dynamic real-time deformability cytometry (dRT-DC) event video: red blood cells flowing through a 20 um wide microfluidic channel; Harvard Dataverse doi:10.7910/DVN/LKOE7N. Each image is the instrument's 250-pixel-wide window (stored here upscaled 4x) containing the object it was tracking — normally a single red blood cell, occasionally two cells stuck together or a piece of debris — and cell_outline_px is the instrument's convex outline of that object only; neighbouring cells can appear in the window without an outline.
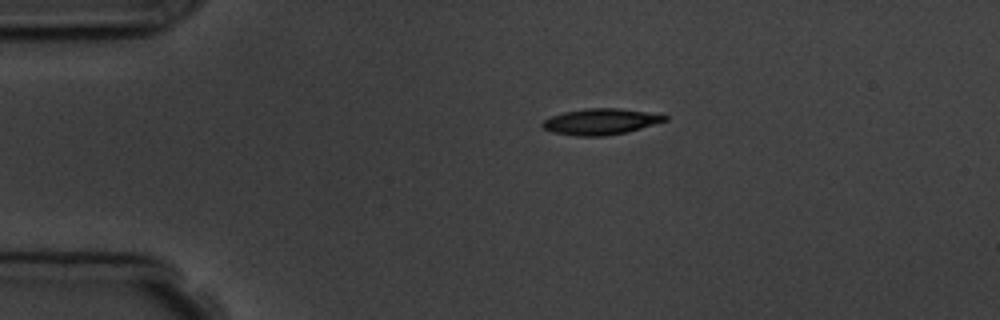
{"species": "common noctule bat (a hibernating species)", "species_latin": "Nyctalus noctula", "temperature_condition": "room temperature", "stored_images_in_passage": 8, "camera_frame_rate_fps": 3000, "um_per_image_px": 0.085, "animal": {"sex": "male", "body_mass_g": 19.5, "forearm_length_mm": 54.6}, "frame": {"image": 1, "passage_image": 1, "time_ms": 0.0, "image_size_px": [1000, 320], "cell_outline_px": [[668, 120], [628, 132], [604, 136], [576, 136], [552, 132], [544, 128], [540, 124], [544, 120], [552, 116], [564, 112], [588, 108], [620, 108], [668, 116]], "centroid_in_image_um": [51.04, 10.34], "position_along_channel_um": 34.0, "area_um2": 18.44}}
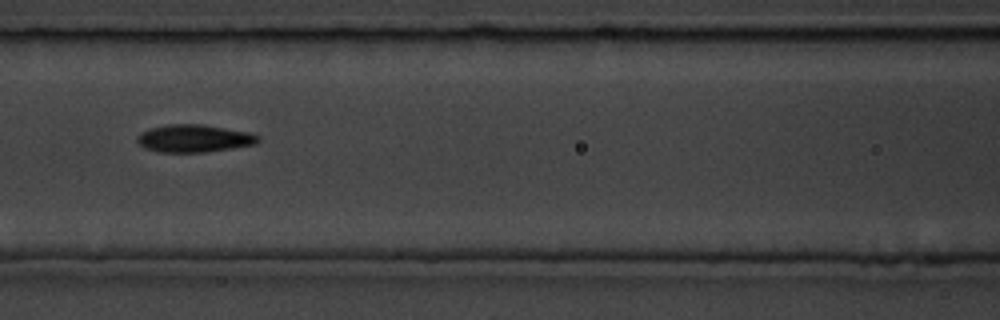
{"frame": {"image": 2, "passage_image": 4, "time_ms": 4.333, "image_size_px": [1000, 320], "cell_outline_px": [[260, 140], [256, 144], [232, 148], [204, 152], [160, 152], [144, 148], [136, 140], [136, 136], [152, 128], [168, 124], [200, 124], [248, 132], [260, 136]], "centroid_in_image_um": [16.5, 11.77], "position_along_channel_um": 150.1, "area_um2": 19.25}}
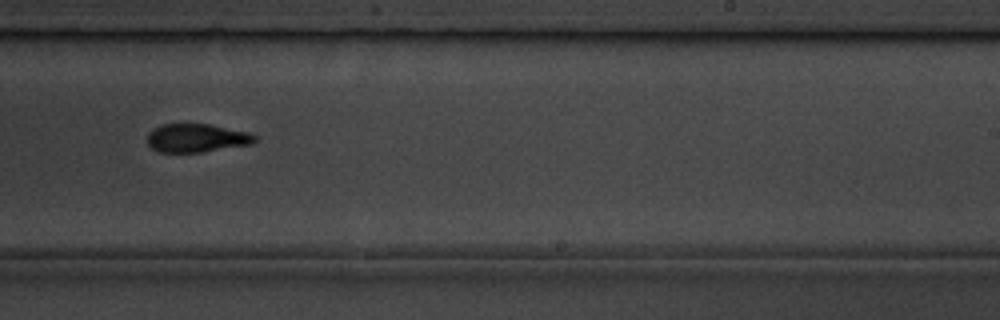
{"frame": {"image": 3, "passage_image": 7, "time_ms": 7.667, "image_size_px": [1000, 320], "cell_outline_px": [[256, 140], [252, 144], [200, 152], [156, 152], [148, 144], [148, 132], [152, 128], [160, 124], [212, 124], [248, 132], [256, 136]], "centroid_in_image_um": [16.69, 11.72], "position_along_channel_um": 272.3, "area_um2": 17.92}}